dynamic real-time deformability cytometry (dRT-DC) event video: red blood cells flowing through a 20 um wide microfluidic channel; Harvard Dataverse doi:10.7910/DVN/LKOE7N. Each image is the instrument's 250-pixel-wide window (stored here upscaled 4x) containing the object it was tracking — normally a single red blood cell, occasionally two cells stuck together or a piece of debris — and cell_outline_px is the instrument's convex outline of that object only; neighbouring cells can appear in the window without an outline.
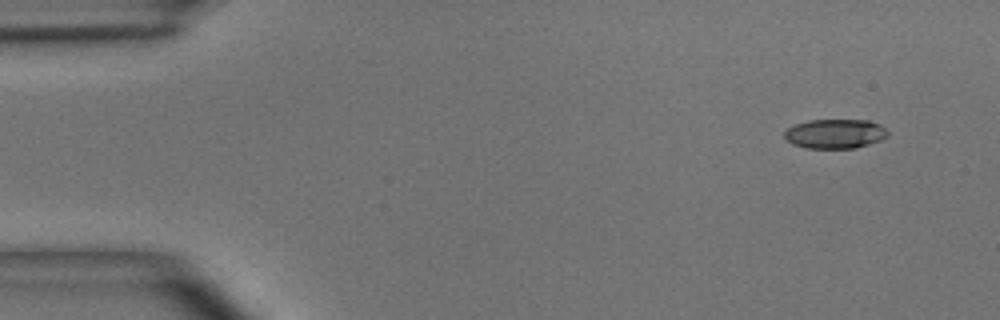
{"species": "common noctule bat (a hibernating species)", "species_latin": "Nyctalus noctula", "temperature_condition": "room temperature", "stored_images_in_passage": 5, "camera_frame_rate_fps": 3000, "um_per_image_px": 0.085, "animal": {"sex": "male", "body_mass_g": 15.6}, "frame": {"image": 1, "passage_image": 1, "time_ms": 0.0, "image_size_px": [1000, 320], "cell_outline_px": [[888, 136], [880, 140], [856, 148], [808, 148], [792, 144], [784, 140], [784, 132], [788, 128], [796, 124], [808, 120], [868, 120], [880, 124], [888, 132]], "centroid_in_image_um": [70.96, 11.37], "position_along_channel_um": 14.0, "area_um2": 17.74}}
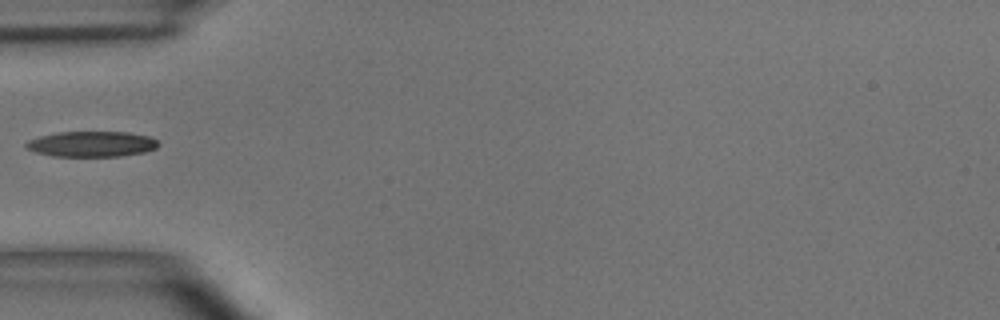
{"frame": {"image": 2, "passage_image": 4, "time_ms": 4.333, "image_size_px": [1000, 320], "cell_outline_px": [[160, 144], [156, 148], [144, 152], [120, 156], [52, 156], [36, 152], [24, 148], [24, 144], [28, 140], [40, 136], [56, 132], [128, 132], [148, 136], [156, 140]], "centroid_in_image_um": [7.76, 12.24], "position_along_channel_um": 77.2, "area_um2": 19.71}}
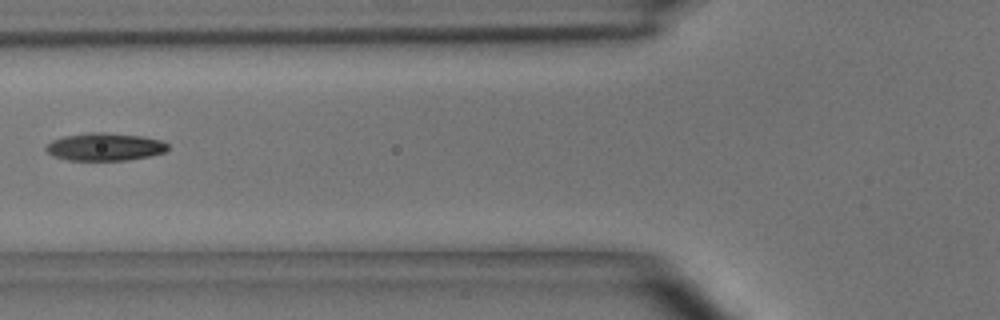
{"frame": {"image": 3, "passage_image": 5, "time_ms": 5.333, "image_size_px": [1000, 320], "cell_outline_px": [[168, 148], [164, 152], [152, 156], [128, 160], [68, 160], [52, 156], [44, 148], [52, 140], [64, 136], [88, 132], [104, 132], [140, 136], [164, 140], [168, 144]], "centroid_in_image_um": [8.92, 12.48], "position_along_channel_um": 116.9, "area_um2": 19.83}}